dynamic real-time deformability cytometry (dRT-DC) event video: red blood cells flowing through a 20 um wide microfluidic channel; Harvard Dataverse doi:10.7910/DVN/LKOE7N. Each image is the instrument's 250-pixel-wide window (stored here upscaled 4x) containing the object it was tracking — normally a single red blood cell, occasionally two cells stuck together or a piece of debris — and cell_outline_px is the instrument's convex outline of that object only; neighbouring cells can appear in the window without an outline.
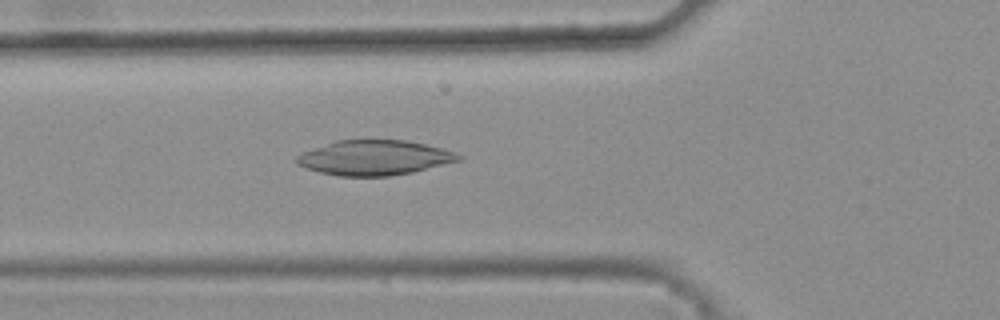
{"species": "common noctule bat (a hibernating species)", "species_latin": "Nyctalus noctula", "temperature_condition": "warm", "stored_images_in_passage": 47, "camera_frame_rate_fps": 3000, "um_per_image_px": 0.085, "animal": {"sex": "female", "body_mass_g": 25.1}, "frame": {"image": 1, "passage_image": 19, "time_ms": 6.0, "image_size_px": [1000, 320], "cell_outline_px": [[464, 156], [460, 160], [412, 172], [388, 176], [340, 176], [320, 172], [296, 164], [296, 156], [304, 152], [336, 140], [404, 140], [424, 144], [440, 148]], "centroid_in_image_um": [31.81, 13.41], "position_along_channel_um": 94.0, "area_um2": 32.43}}
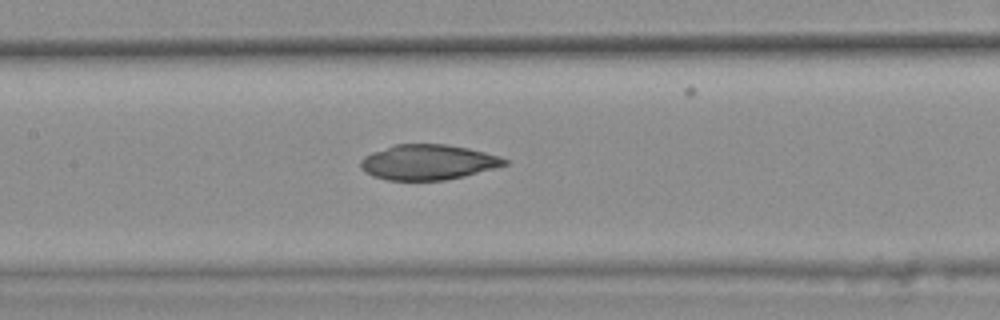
{"frame": {"image": 2, "passage_image": 25, "time_ms": 8.0, "image_size_px": [1000, 320], "cell_outline_px": [[508, 164], [464, 176], [444, 180], [388, 180], [372, 176], [364, 172], [360, 168], [360, 160], [364, 156], [372, 152], [392, 144], [444, 144], [468, 148], [500, 156], [508, 160]], "centroid_in_image_um": [36.34, 13.78], "position_along_channel_um": 171.1, "area_um2": 29.59}}
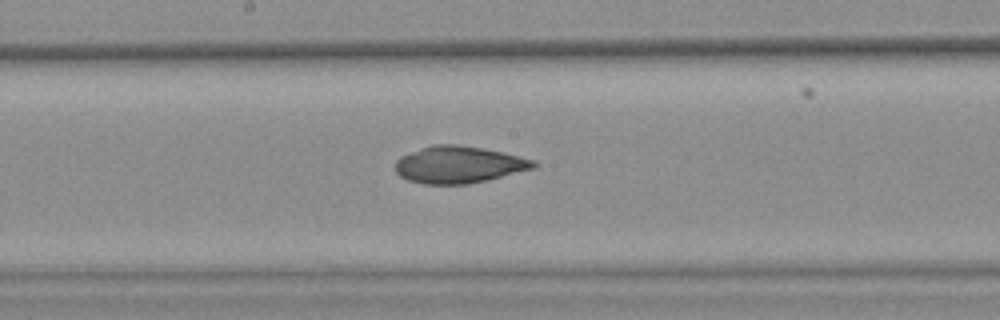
{"frame": {"image": 3, "passage_image": 28, "time_ms": 9.0, "image_size_px": [1000, 320], "cell_outline_px": [[540, 164], [536, 168], [488, 180], [468, 184], [424, 184], [408, 180], [400, 176], [396, 172], [396, 160], [400, 156], [420, 148], [432, 144], [456, 144], [480, 148], [500, 152], [536, 160]], "centroid_in_image_um": [39.01, 14.0], "position_along_channel_um": 209.2, "area_um2": 29.88}}